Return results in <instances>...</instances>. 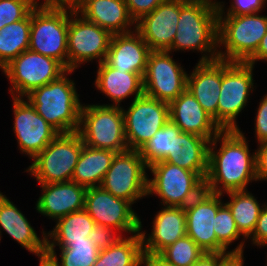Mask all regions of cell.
Here are the masks:
<instances>
[{"label":"cell","mask_w":267,"mask_h":266,"mask_svg":"<svg viewBox=\"0 0 267 266\" xmlns=\"http://www.w3.org/2000/svg\"><path fill=\"white\" fill-rule=\"evenodd\" d=\"M151 51L136 30L115 34L111 38L104 62L117 70L137 73L143 77Z\"/></svg>","instance_id":"23"},{"label":"cell","mask_w":267,"mask_h":266,"mask_svg":"<svg viewBox=\"0 0 267 266\" xmlns=\"http://www.w3.org/2000/svg\"><path fill=\"white\" fill-rule=\"evenodd\" d=\"M260 60L261 62H267V32L260 41L256 52L246 62L255 66Z\"/></svg>","instance_id":"46"},{"label":"cell","mask_w":267,"mask_h":266,"mask_svg":"<svg viewBox=\"0 0 267 266\" xmlns=\"http://www.w3.org/2000/svg\"><path fill=\"white\" fill-rule=\"evenodd\" d=\"M131 17L137 22L144 15L151 13L164 0H124Z\"/></svg>","instance_id":"42"},{"label":"cell","mask_w":267,"mask_h":266,"mask_svg":"<svg viewBox=\"0 0 267 266\" xmlns=\"http://www.w3.org/2000/svg\"><path fill=\"white\" fill-rule=\"evenodd\" d=\"M216 2L218 15H247L259 12L262 13L263 9L265 10L267 7V0H231L229 8H226V10L225 2L219 0Z\"/></svg>","instance_id":"38"},{"label":"cell","mask_w":267,"mask_h":266,"mask_svg":"<svg viewBox=\"0 0 267 266\" xmlns=\"http://www.w3.org/2000/svg\"><path fill=\"white\" fill-rule=\"evenodd\" d=\"M245 257L243 253L228 254L218 266H244Z\"/></svg>","instance_id":"48"},{"label":"cell","mask_w":267,"mask_h":266,"mask_svg":"<svg viewBox=\"0 0 267 266\" xmlns=\"http://www.w3.org/2000/svg\"><path fill=\"white\" fill-rule=\"evenodd\" d=\"M173 122L168 121L159 129L152 138L138 149L140 156L149 167L152 164L163 161L172 152Z\"/></svg>","instance_id":"34"},{"label":"cell","mask_w":267,"mask_h":266,"mask_svg":"<svg viewBox=\"0 0 267 266\" xmlns=\"http://www.w3.org/2000/svg\"><path fill=\"white\" fill-rule=\"evenodd\" d=\"M147 197L157 196L161 206L186 207L205 189V180L196 172L159 161L148 167Z\"/></svg>","instance_id":"8"},{"label":"cell","mask_w":267,"mask_h":266,"mask_svg":"<svg viewBox=\"0 0 267 266\" xmlns=\"http://www.w3.org/2000/svg\"><path fill=\"white\" fill-rule=\"evenodd\" d=\"M31 12L22 20L0 29V69L29 49Z\"/></svg>","instance_id":"32"},{"label":"cell","mask_w":267,"mask_h":266,"mask_svg":"<svg viewBox=\"0 0 267 266\" xmlns=\"http://www.w3.org/2000/svg\"><path fill=\"white\" fill-rule=\"evenodd\" d=\"M230 200L225 201L231 210L238 231L247 239L255 228L260 211L265 203L260 204L250 191H230L225 193Z\"/></svg>","instance_id":"30"},{"label":"cell","mask_w":267,"mask_h":266,"mask_svg":"<svg viewBox=\"0 0 267 266\" xmlns=\"http://www.w3.org/2000/svg\"><path fill=\"white\" fill-rule=\"evenodd\" d=\"M72 10L35 7L31 11L29 50L59 61L68 70V26Z\"/></svg>","instance_id":"9"},{"label":"cell","mask_w":267,"mask_h":266,"mask_svg":"<svg viewBox=\"0 0 267 266\" xmlns=\"http://www.w3.org/2000/svg\"><path fill=\"white\" fill-rule=\"evenodd\" d=\"M215 235L217 240L229 251L230 246L236 240L242 238L236 246V248L231 249V253H244V248L246 247V238L238 231L236 222L233 218L231 210L224 203L217 211L215 216ZM242 236V237H241Z\"/></svg>","instance_id":"35"},{"label":"cell","mask_w":267,"mask_h":266,"mask_svg":"<svg viewBox=\"0 0 267 266\" xmlns=\"http://www.w3.org/2000/svg\"><path fill=\"white\" fill-rule=\"evenodd\" d=\"M77 132L86 146L116 153L129 150L122 107L84 103Z\"/></svg>","instance_id":"5"},{"label":"cell","mask_w":267,"mask_h":266,"mask_svg":"<svg viewBox=\"0 0 267 266\" xmlns=\"http://www.w3.org/2000/svg\"><path fill=\"white\" fill-rule=\"evenodd\" d=\"M204 253L196 242L186 235L167 246L158 255L174 266H191Z\"/></svg>","instance_id":"36"},{"label":"cell","mask_w":267,"mask_h":266,"mask_svg":"<svg viewBox=\"0 0 267 266\" xmlns=\"http://www.w3.org/2000/svg\"><path fill=\"white\" fill-rule=\"evenodd\" d=\"M180 15V0H164L136 22V31L152 51H167L174 40Z\"/></svg>","instance_id":"18"},{"label":"cell","mask_w":267,"mask_h":266,"mask_svg":"<svg viewBox=\"0 0 267 266\" xmlns=\"http://www.w3.org/2000/svg\"><path fill=\"white\" fill-rule=\"evenodd\" d=\"M148 167L138 150L116 153L100 187L132 204L147 198Z\"/></svg>","instance_id":"11"},{"label":"cell","mask_w":267,"mask_h":266,"mask_svg":"<svg viewBox=\"0 0 267 266\" xmlns=\"http://www.w3.org/2000/svg\"><path fill=\"white\" fill-rule=\"evenodd\" d=\"M3 231L35 256L47 252L46 231L39 237L27 217L0 191V241Z\"/></svg>","instance_id":"22"},{"label":"cell","mask_w":267,"mask_h":266,"mask_svg":"<svg viewBox=\"0 0 267 266\" xmlns=\"http://www.w3.org/2000/svg\"><path fill=\"white\" fill-rule=\"evenodd\" d=\"M223 194L204 189L186 207V234L206 253L231 254L215 235V216L225 203Z\"/></svg>","instance_id":"16"},{"label":"cell","mask_w":267,"mask_h":266,"mask_svg":"<svg viewBox=\"0 0 267 266\" xmlns=\"http://www.w3.org/2000/svg\"><path fill=\"white\" fill-rule=\"evenodd\" d=\"M217 0H180V15L172 46L167 50L201 53L199 61L218 59Z\"/></svg>","instance_id":"2"},{"label":"cell","mask_w":267,"mask_h":266,"mask_svg":"<svg viewBox=\"0 0 267 266\" xmlns=\"http://www.w3.org/2000/svg\"><path fill=\"white\" fill-rule=\"evenodd\" d=\"M54 222L56 224L53 230L46 231L47 250H55L57 246L64 248L69 242L86 241L96 226L85 209L72 212Z\"/></svg>","instance_id":"28"},{"label":"cell","mask_w":267,"mask_h":266,"mask_svg":"<svg viewBox=\"0 0 267 266\" xmlns=\"http://www.w3.org/2000/svg\"><path fill=\"white\" fill-rule=\"evenodd\" d=\"M41 195L36 202V212L53 221L72 212L84 209L87 188L73 181L39 184Z\"/></svg>","instance_id":"20"},{"label":"cell","mask_w":267,"mask_h":266,"mask_svg":"<svg viewBox=\"0 0 267 266\" xmlns=\"http://www.w3.org/2000/svg\"><path fill=\"white\" fill-rule=\"evenodd\" d=\"M254 66L247 62L222 60V84L217 105V125L222 130H239L237 117L248 106L254 86Z\"/></svg>","instance_id":"7"},{"label":"cell","mask_w":267,"mask_h":266,"mask_svg":"<svg viewBox=\"0 0 267 266\" xmlns=\"http://www.w3.org/2000/svg\"><path fill=\"white\" fill-rule=\"evenodd\" d=\"M12 97H25L32 90L58 79L67 69L57 60L26 50L2 70Z\"/></svg>","instance_id":"10"},{"label":"cell","mask_w":267,"mask_h":266,"mask_svg":"<svg viewBox=\"0 0 267 266\" xmlns=\"http://www.w3.org/2000/svg\"><path fill=\"white\" fill-rule=\"evenodd\" d=\"M13 132L19 151L34 159L58 134L25 97H11Z\"/></svg>","instance_id":"17"},{"label":"cell","mask_w":267,"mask_h":266,"mask_svg":"<svg viewBox=\"0 0 267 266\" xmlns=\"http://www.w3.org/2000/svg\"><path fill=\"white\" fill-rule=\"evenodd\" d=\"M169 51H151L143 76V90L147 96L170 103L187 87V71L173 59Z\"/></svg>","instance_id":"14"},{"label":"cell","mask_w":267,"mask_h":266,"mask_svg":"<svg viewBox=\"0 0 267 266\" xmlns=\"http://www.w3.org/2000/svg\"><path fill=\"white\" fill-rule=\"evenodd\" d=\"M254 119V137L258 142L257 146L267 142V94L260 99Z\"/></svg>","instance_id":"40"},{"label":"cell","mask_w":267,"mask_h":266,"mask_svg":"<svg viewBox=\"0 0 267 266\" xmlns=\"http://www.w3.org/2000/svg\"><path fill=\"white\" fill-rule=\"evenodd\" d=\"M251 240L253 246L264 248L267 245V203L260 211L253 233L246 239Z\"/></svg>","instance_id":"41"},{"label":"cell","mask_w":267,"mask_h":266,"mask_svg":"<svg viewBox=\"0 0 267 266\" xmlns=\"http://www.w3.org/2000/svg\"><path fill=\"white\" fill-rule=\"evenodd\" d=\"M36 7V0H0V29L24 19Z\"/></svg>","instance_id":"37"},{"label":"cell","mask_w":267,"mask_h":266,"mask_svg":"<svg viewBox=\"0 0 267 266\" xmlns=\"http://www.w3.org/2000/svg\"><path fill=\"white\" fill-rule=\"evenodd\" d=\"M227 253H204L191 266H218L219 263L227 256Z\"/></svg>","instance_id":"45"},{"label":"cell","mask_w":267,"mask_h":266,"mask_svg":"<svg viewBox=\"0 0 267 266\" xmlns=\"http://www.w3.org/2000/svg\"><path fill=\"white\" fill-rule=\"evenodd\" d=\"M143 254L140 232L123 236L112 246L99 250L93 266H140Z\"/></svg>","instance_id":"31"},{"label":"cell","mask_w":267,"mask_h":266,"mask_svg":"<svg viewBox=\"0 0 267 266\" xmlns=\"http://www.w3.org/2000/svg\"><path fill=\"white\" fill-rule=\"evenodd\" d=\"M209 144L208 139L182 132L173 123L172 152L163 161L196 172L205 180L208 173Z\"/></svg>","instance_id":"25"},{"label":"cell","mask_w":267,"mask_h":266,"mask_svg":"<svg viewBox=\"0 0 267 266\" xmlns=\"http://www.w3.org/2000/svg\"><path fill=\"white\" fill-rule=\"evenodd\" d=\"M255 153L257 181L267 182V142L260 144Z\"/></svg>","instance_id":"43"},{"label":"cell","mask_w":267,"mask_h":266,"mask_svg":"<svg viewBox=\"0 0 267 266\" xmlns=\"http://www.w3.org/2000/svg\"><path fill=\"white\" fill-rule=\"evenodd\" d=\"M154 216L151 232L148 234L146 230L142 231V222L139 232L143 252L159 254L167 246L187 235L186 212L184 207L163 206Z\"/></svg>","instance_id":"19"},{"label":"cell","mask_w":267,"mask_h":266,"mask_svg":"<svg viewBox=\"0 0 267 266\" xmlns=\"http://www.w3.org/2000/svg\"><path fill=\"white\" fill-rule=\"evenodd\" d=\"M37 257L39 260V266H59L56 259H54V257L48 252L37 255Z\"/></svg>","instance_id":"49"},{"label":"cell","mask_w":267,"mask_h":266,"mask_svg":"<svg viewBox=\"0 0 267 266\" xmlns=\"http://www.w3.org/2000/svg\"><path fill=\"white\" fill-rule=\"evenodd\" d=\"M76 12L112 35L136 29V22L129 14L124 0H84Z\"/></svg>","instance_id":"27"},{"label":"cell","mask_w":267,"mask_h":266,"mask_svg":"<svg viewBox=\"0 0 267 266\" xmlns=\"http://www.w3.org/2000/svg\"><path fill=\"white\" fill-rule=\"evenodd\" d=\"M267 32V16L218 15V59L246 62Z\"/></svg>","instance_id":"4"},{"label":"cell","mask_w":267,"mask_h":266,"mask_svg":"<svg viewBox=\"0 0 267 266\" xmlns=\"http://www.w3.org/2000/svg\"><path fill=\"white\" fill-rule=\"evenodd\" d=\"M122 237L123 235L115 229L102 225H96L89 234V238L99 250L112 246Z\"/></svg>","instance_id":"39"},{"label":"cell","mask_w":267,"mask_h":266,"mask_svg":"<svg viewBox=\"0 0 267 266\" xmlns=\"http://www.w3.org/2000/svg\"><path fill=\"white\" fill-rule=\"evenodd\" d=\"M67 70L58 79L32 90L25 98L52 127L59 133L77 132L80 125L82 102L76 83Z\"/></svg>","instance_id":"3"},{"label":"cell","mask_w":267,"mask_h":266,"mask_svg":"<svg viewBox=\"0 0 267 266\" xmlns=\"http://www.w3.org/2000/svg\"><path fill=\"white\" fill-rule=\"evenodd\" d=\"M36 0V6L46 9H68L76 11L84 0Z\"/></svg>","instance_id":"44"},{"label":"cell","mask_w":267,"mask_h":266,"mask_svg":"<svg viewBox=\"0 0 267 266\" xmlns=\"http://www.w3.org/2000/svg\"><path fill=\"white\" fill-rule=\"evenodd\" d=\"M128 148L138 150L169 120V104L142 94L131 101L127 109L122 106Z\"/></svg>","instance_id":"13"},{"label":"cell","mask_w":267,"mask_h":266,"mask_svg":"<svg viewBox=\"0 0 267 266\" xmlns=\"http://www.w3.org/2000/svg\"><path fill=\"white\" fill-rule=\"evenodd\" d=\"M140 266H174V265L166 262L158 254H150L143 252L140 260Z\"/></svg>","instance_id":"47"},{"label":"cell","mask_w":267,"mask_h":266,"mask_svg":"<svg viewBox=\"0 0 267 266\" xmlns=\"http://www.w3.org/2000/svg\"><path fill=\"white\" fill-rule=\"evenodd\" d=\"M187 75L186 89L217 123V105L222 84V59L198 61Z\"/></svg>","instance_id":"24"},{"label":"cell","mask_w":267,"mask_h":266,"mask_svg":"<svg viewBox=\"0 0 267 266\" xmlns=\"http://www.w3.org/2000/svg\"><path fill=\"white\" fill-rule=\"evenodd\" d=\"M58 249L59 258L56 249L47 252L56 259L59 266H93L99 254V249L89 237L86 241L69 242L64 248Z\"/></svg>","instance_id":"33"},{"label":"cell","mask_w":267,"mask_h":266,"mask_svg":"<svg viewBox=\"0 0 267 266\" xmlns=\"http://www.w3.org/2000/svg\"><path fill=\"white\" fill-rule=\"evenodd\" d=\"M133 204L125 199L113 196L99 187L87 188L84 209L96 225L110 227L121 235H131L140 231L141 219L132 209ZM124 232V233H123Z\"/></svg>","instance_id":"15"},{"label":"cell","mask_w":267,"mask_h":266,"mask_svg":"<svg viewBox=\"0 0 267 266\" xmlns=\"http://www.w3.org/2000/svg\"><path fill=\"white\" fill-rule=\"evenodd\" d=\"M169 115L170 121L182 132L196 134L209 141L222 131L187 89L169 103Z\"/></svg>","instance_id":"21"},{"label":"cell","mask_w":267,"mask_h":266,"mask_svg":"<svg viewBox=\"0 0 267 266\" xmlns=\"http://www.w3.org/2000/svg\"><path fill=\"white\" fill-rule=\"evenodd\" d=\"M84 143L78 132L59 133L24 172L39 184L69 182Z\"/></svg>","instance_id":"6"},{"label":"cell","mask_w":267,"mask_h":266,"mask_svg":"<svg viewBox=\"0 0 267 266\" xmlns=\"http://www.w3.org/2000/svg\"><path fill=\"white\" fill-rule=\"evenodd\" d=\"M244 134L241 128L222 130L210 141L206 190L224 195L230 191L248 190L247 185L257 181L256 153H250V143Z\"/></svg>","instance_id":"1"},{"label":"cell","mask_w":267,"mask_h":266,"mask_svg":"<svg viewBox=\"0 0 267 266\" xmlns=\"http://www.w3.org/2000/svg\"><path fill=\"white\" fill-rule=\"evenodd\" d=\"M115 154L111 150L83 145L71 181L86 188L99 187Z\"/></svg>","instance_id":"29"},{"label":"cell","mask_w":267,"mask_h":266,"mask_svg":"<svg viewBox=\"0 0 267 266\" xmlns=\"http://www.w3.org/2000/svg\"><path fill=\"white\" fill-rule=\"evenodd\" d=\"M94 85L102 95L111 99L112 103L102 104L108 106L122 107L121 102L124 103L125 99L133 96L132 101L144 93L140 74L117 70L104 61L97 66Z\"/></svg>","instance_id":"26"},{"label":"cell","mask_w":267,"mask_h":266,"mask_svg":"<svg viewBox=\"0 0 267 266\" xmlns=\"http://www.w3.org/2000/svg\"><path fill=\"white\" fill-rule=\"evenodd\" d=\"M112 34L97 24L86 20L76 11L69 15L68 70L96 60L102 63L108 52Z\"/></svg>","instance_id":"12"}]
</instances>
